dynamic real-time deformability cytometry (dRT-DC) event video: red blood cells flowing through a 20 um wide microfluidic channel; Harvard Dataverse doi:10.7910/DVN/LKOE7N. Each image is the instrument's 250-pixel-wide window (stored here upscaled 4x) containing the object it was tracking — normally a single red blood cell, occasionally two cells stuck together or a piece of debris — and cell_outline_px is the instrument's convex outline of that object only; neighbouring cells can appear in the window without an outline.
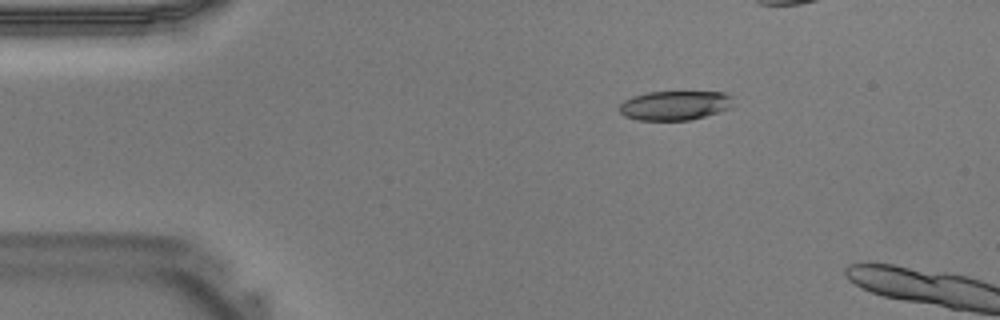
{"species": "Egyptian fruit bat (a non-hibernating species)", "species_latin": "Rousettus aegyptiacus", "temperature_condition": "warm", "stored_images_in_passage": 10, "camera_frame_rate_fps": 3000, "um_per_image_px": 0.085, "animal": {"sex": "male"}, "frame": {"image": 1, "passage_image": 7, "time_ms": 2.0, "image_size_px": [1000, 320], "cell_outline_px": [[732, 108], [704, 116], [688, 120], [640, 120], [624, 116], [620, 112], [620, 104], [624, 100], [632, 96], [648, 92], [724, 92], [732, 96]], "centroid_in_image_um": [57.37, 8.95], "position_along_channel_um": 27.6, "area_um2": 19.42}}